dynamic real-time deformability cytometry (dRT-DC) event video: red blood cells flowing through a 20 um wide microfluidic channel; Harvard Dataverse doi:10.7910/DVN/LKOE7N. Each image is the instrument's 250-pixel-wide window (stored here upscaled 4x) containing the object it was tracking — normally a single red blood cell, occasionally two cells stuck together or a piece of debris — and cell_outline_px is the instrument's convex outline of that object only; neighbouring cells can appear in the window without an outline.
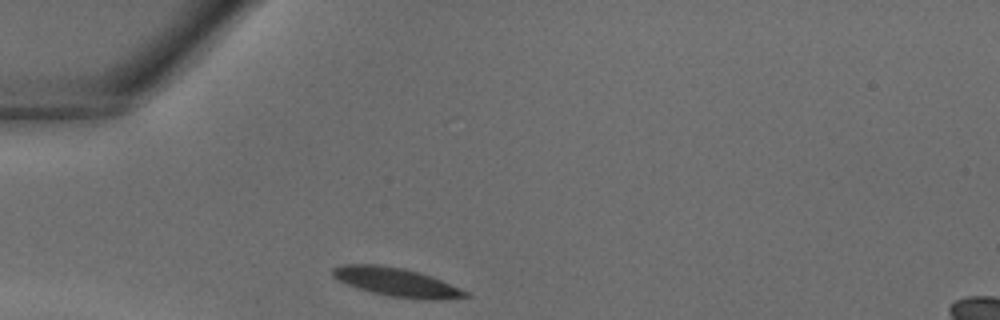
{"species": "common noctule bat (a hibernating species)", "species_latin": "Nyctalus noctula", "temperature_condition": "warm", "stored_images_in_passage": 23, "camera_frame_rate_fps": 3000, "um_per_image_px": 0.085, "animal": {"sex": "male", "body_mass_g": 18.8}, "frame": {"image": 1, "passage_image": 1, "time_ms": 0.0, "image_size_px": [1000, 320], "cell_outline_px": [[472, 296], [436, 300], [424, 300], [392, 296], [372, 292], [356, 288], [332, 276], [332, 268], [340, 264], [380, 264], [404, 268], [432, 276], [468, 292]], "centroid_in_image_um": [33.7, 23.97], "position_along_channel_um": 51.3, "area_um2": 22.14}}
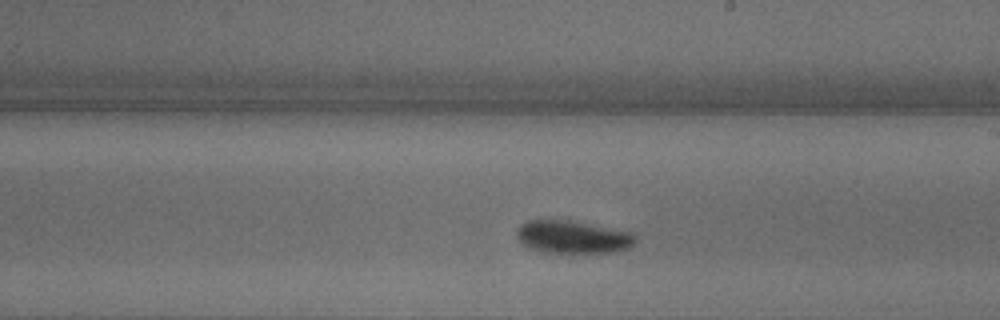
{"frame": {"image": 2, "passage_image": 13, "time_ms": 4.0, "image_size_px": [1000, 320], "cell_outline_px": [[636, 240], [628, 248], [616, 252], [548, 252], [532, 248], [524, 244], [516, 236], [516, 228], [520, 224], [528, 220], [568, 220], [632, 232], [636, 236]], "centroid_in_image_um": [48.68, 20.13], "position_along_channel_um": 240.3, "area_um2": 22.37}}
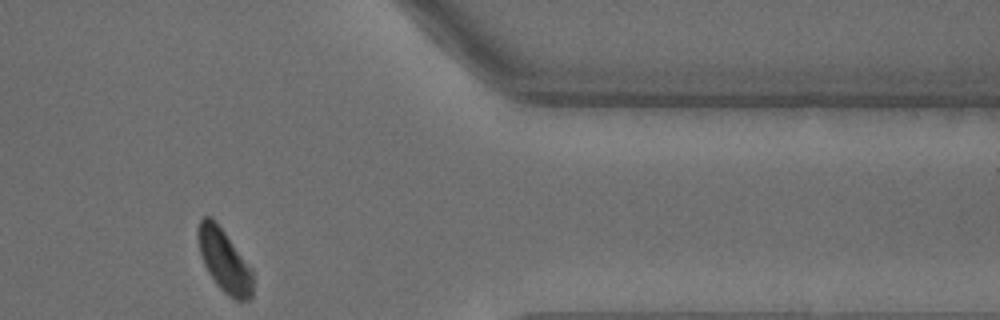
{"frame": {"image": 3, "passage_image": 23, "time_ms": 7.333, "image_size_px": [1000, 320], "cell_outline_px": [[252, 296], [248, 300], [236, 300], [228, 296], [216, 284], [208, 272], [200, 256], [196, 232], [196, 228], [200, 220], [204, 216], [212, 216], [252, 268]], "centroid_in_image_um": [19.03, 22.13], "position_along_channel_um": 392.4, "area_um2": 20.17}}